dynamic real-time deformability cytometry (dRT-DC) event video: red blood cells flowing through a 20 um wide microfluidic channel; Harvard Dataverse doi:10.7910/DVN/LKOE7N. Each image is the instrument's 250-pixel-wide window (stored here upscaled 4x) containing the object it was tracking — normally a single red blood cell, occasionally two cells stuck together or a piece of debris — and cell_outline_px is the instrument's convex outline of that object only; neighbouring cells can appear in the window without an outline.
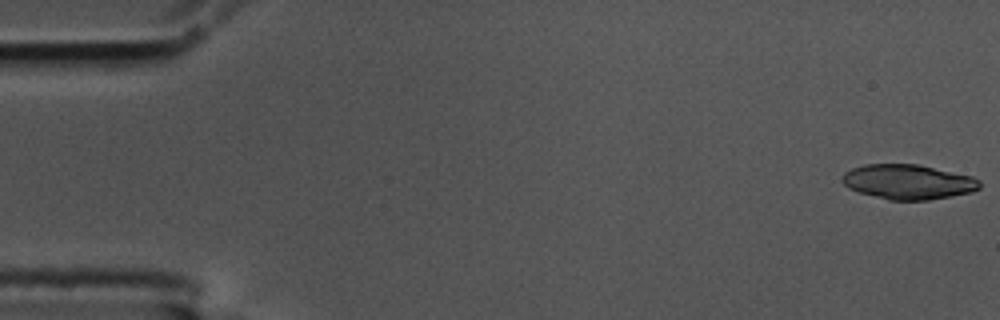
{"species": "common noctule bat (a hibernating species)", "species_latin": "Nyctalus noctula", "temperature_condition": "cold", "stored_images_in_passage": 52, "segment_of_instrument_passage": [1, 2], "camera_frame_rate_fps": 3000, "um_per_image_px": 0.085, "animal": {"sex": "male", "body_mass_g": 17.5, "forearm_length_mm": 52.3}, "frame": {"image": 1, "passage_image": 1, "time_ms": 0.0, "image_size_px": [1000, 320], "cell_outline_px": [[980, 188], [972, 192], [952, 196], [928, 200], [888, 200], [860, 192], [848, 188], [840, 180], [840, 176], [844, 172], [852, 168], [864, 164], [916, 164], [972, 176], [980, 180]], "centroid_in_image_um": [77.16, 15.46], "position_along_channel_um": 7.8, "area_um2": 27.98}}